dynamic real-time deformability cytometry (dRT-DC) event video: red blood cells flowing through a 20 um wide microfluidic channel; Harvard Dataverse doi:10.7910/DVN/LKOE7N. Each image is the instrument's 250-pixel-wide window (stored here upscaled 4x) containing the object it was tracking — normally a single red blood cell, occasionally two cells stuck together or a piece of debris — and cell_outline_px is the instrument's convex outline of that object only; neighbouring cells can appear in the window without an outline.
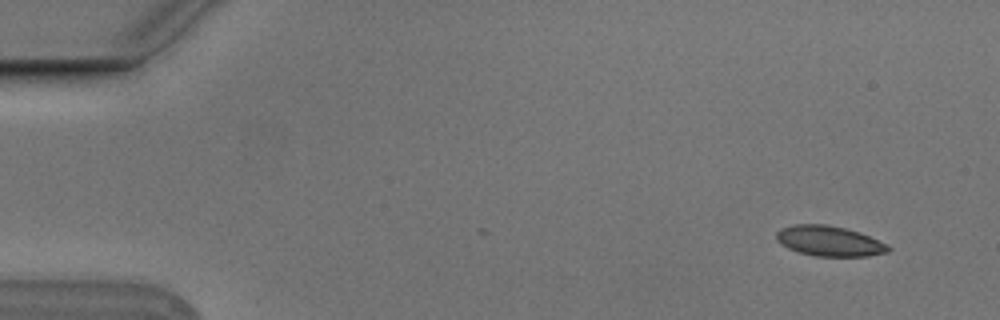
{"species": "Egyptian fruit bat (a non-hibernating species)", "species_latin": "Rousettus aegyptiacus", "temperature_condition": "cold", "stored_images_in_passage": 4, "camera_frame_rate_fps": 3000, "um_per_image_px": 0.085, "animal": {"sex": "male"}, "frame": {"image": 1, "passage_image": 1, "time_ms": 0.0, "image_size_px": [1000, 320], "cell_outline_px": [[892, 248], [888, 252], [868, 256], [812, 256], [796, 252], [780, 244], [776, 240], [776, 232], [780, 228], [792, 224], [824, 224], [844, 228], [860, 232], [888, 244]], "centroid_in_image_um": [70.47, 20.49], "position_along_channel_um": 14.5, "area_um2": 20.0}}
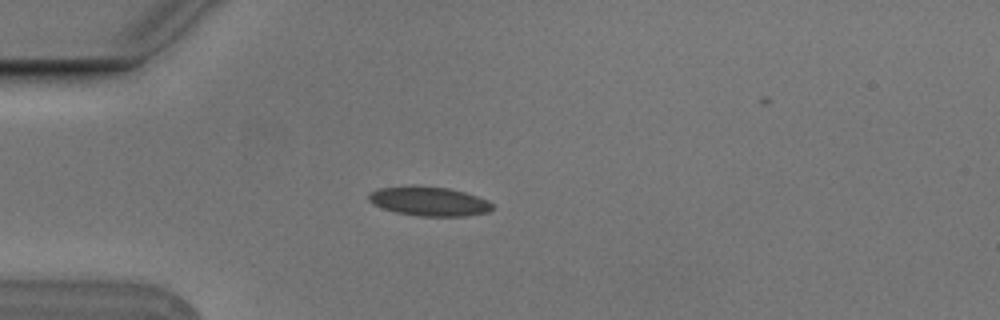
{"frame": {"image": 2, "passage_image": 4, "time_ms": 1.0, "image_size_px": [1000, 320], "cell_outline_px": [[492, 208], [488, 212], [464, 216], [420, 216], [396, 212], [372, 204], [368, 200], [368, 192], [376, 188], [408, 184], [412, 184], [448, 188], [464, 192], [488, 200], [492, 204]], "centroid_in_image_um": [36.39, 17.08], "position_along_channel_um": 48.6, "area_um2": 21.39}}